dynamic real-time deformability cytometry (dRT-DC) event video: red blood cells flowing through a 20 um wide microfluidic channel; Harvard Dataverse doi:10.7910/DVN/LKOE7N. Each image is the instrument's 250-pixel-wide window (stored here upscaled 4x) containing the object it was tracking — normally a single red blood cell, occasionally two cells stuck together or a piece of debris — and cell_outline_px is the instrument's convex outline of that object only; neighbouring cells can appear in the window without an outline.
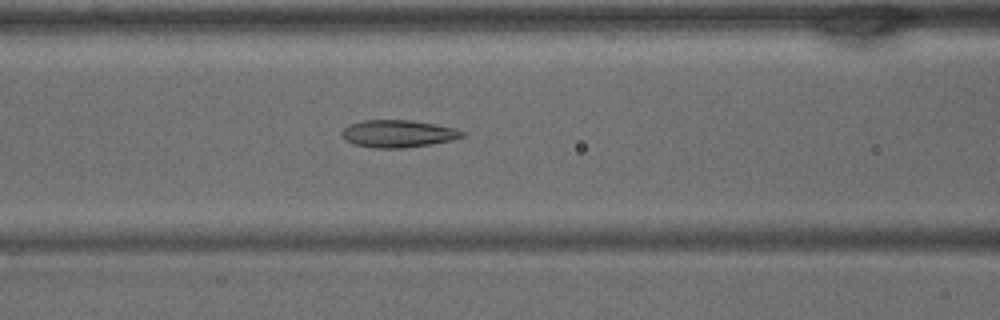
{"species": "common noctule bat (a hibernating species)", "species_latin": "Nyctalus noctula", "temperature_condition": "warm", "stored_images_in_passage": 40, "camera_frame_rate_fps": 3000, "um_per_image_px": 0.085, "animal": {"sex": "male", "body_mass_g": 15.6}, "frame": {"image": 1, "passage_image": 16, "time_ms": 5.0, "image_size_px": [1000, 320], "cell_outline_px": [[468, 136], [452, 140], [432, 144], [404, 148], [372, 148], [352, 144], [344, 140], [340, 136], [340, 132], [348, 124], [364, 120], [412, 120], [436, 124], [456, 128], [468, 132]], "centroid_in_image_um": [33.86, 11.36], "position_along_channel_um": 132.7, "area_um2": 19.77}}
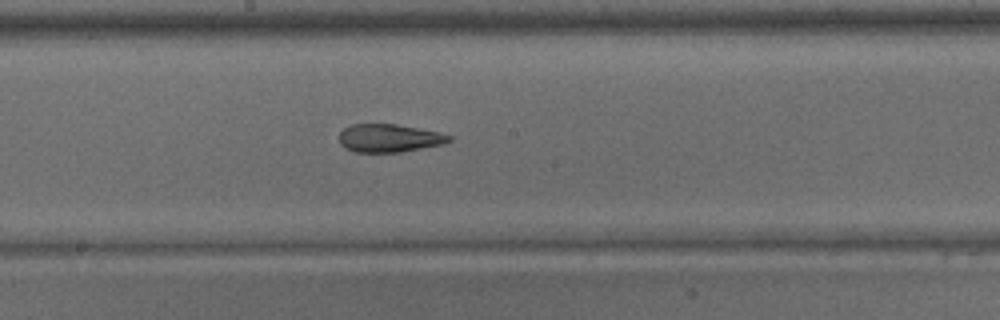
{"frame": {"image": 2, "passage_image": 21, "time_ms": 6.667, "image_size_px": [1000, 320], "cell_outline_px": [[452, 140], [444, 144], [400, 152], [356, 152], [344, 148], [340, 144], [340, 132], [344, 128], [352, 124], [396, 124], [440, 132], [452, 136]], "centroid_in_image_um": [33.09, 11.74], "position_along_channel_um": 215.1, "area_um2": 18.03}}
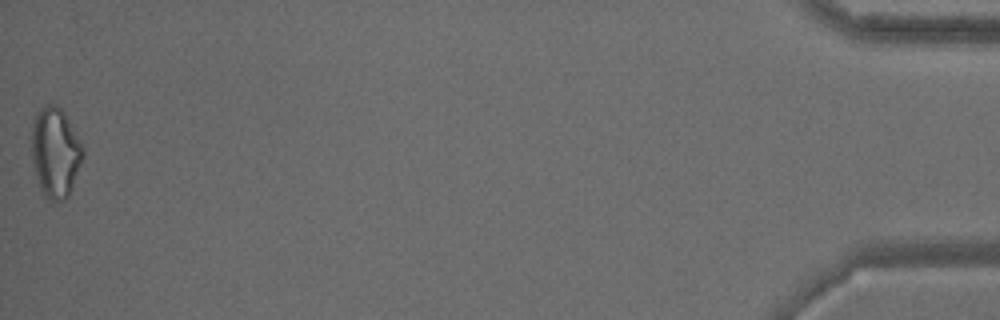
{"frame": {"image": 3, "passage_image": 40, "time_ms": 13.0, "image_size_px": [1000, 320], "cell_outline_px": [[84, 152], [80, 164], [68, 196], [64, 200], [52, 200], [44, 196], [40, 188], [32, 160], [32, 120], [36, 112], [44, 104], [56, 104], [64, 112]], "centroid_in_image_um": [4.66, 12.92], "position_along_channel_um": 430.5, "area_um2": 26.36}}